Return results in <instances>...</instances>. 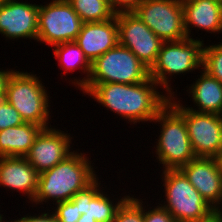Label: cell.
Listing matches in <instances>:
<instances>
[{"instance_id":"cell-1","label":"cell","mask_w":222,"mask_h":222,"mask_svg":"<svg viewBox=\"0 0 222 222\" xmlns=\"http://www.w3.org/2000/svg\"><path fill=\"white\" fill-rule=\"evenodd\" d=\"M151 78L138 84H96L86 95L130 125L152 123L170 96ZM162 90V91H160Z\"/></svg>"},{"instance_id":"cell-2","label":"cell","mask_w":222,"mask_h":222,"mask_svg":"<svg viewBox=\"0 0 222 222\" xmlns=\"http://www.w3.org/2000/svg\"><path fill=\"white\" fill-rule=\"evenodd\" d=\"M79 151L80 149H76L65 160L40 173L37 192L30 203L32 209H37L39 205L44 209L46 202L48 206H52L51 204L68 201L98 177L91 157Z\"/></svg>"},{"instance_id":"cell-3","label":"cell","mask_w":222,"mask_h":222,"mask_svg":"<svg viewBox=\"0 0 222 222\" xmlns=\"http://www.w3.org/2000/svg\"><path fill=\"white\" fill-rule=\"evenodd\" d=\"M160 176L165 200L158 201L161 202L158 204L166 209L176 222H207L219 214L180 169L162 170Z\"/></svg>"},{"instance_id":"cell-4","label":"cell","mask_w":222,"mask_h":222,"mask_svg":"<svg viewBox=\"0 0 222 222\" xmlns=\"http://www.w3.org/2000/svg\"><path fill=\"white\" fill-rule=\"evenodd\" d=\"M42 80L34 71L15 70L8 80L5 100L19 112L25 123L48 128L52 126L50 120L53 111L50 112V91Z\"/></svg>"},{"instance_id":"cell-5","label":"cell","mask_w":222,"mask_h":222,"mask_svg":"<svg viewBox=\"0 0 222 222\" xmlns=\"http://www.w3.org/2000/svg\"><path fill=\"white\" fill-rule=\"evenodd\" d=\"M160 128L153 146L161 171L180 169L196 156L187 133L184 116L169 102L152 121ZM163 168V169H162Z\"/></svg>"},{"instance_id":"cell-6","label":"cell","mask_w":222,"mask_h":222,"mask_svg":"<svg viewBox=\"0 0 222 222\" xmlns=\"http://www.w3.org/2000/svg\"><path fill=\"white\" fill-rule=\"evenodd\" d=\"M185 38L179 41L164 42L158 53L157 60L149 70L151 77L163 91L174 97V86L171 79L174 76H184L202 69L204 40ZM182 74V75H181ZM173 87V88H172ZM176 93V94H175Z\"/></svg>"},{"instance_id":"cell-7","label":"cell","mask_w":222,"mask_h":222,"mask_svg":"<svg viewBox=\"0 0 222 222\" xmlns=\"http://www.w3.org/2000/svg\"><path fill=\"white\" fill-rule=\"evenodd\" d=\"M149 77V69L126 47L117 44L91 63L87 83L80 89L87 94L96 84H138Z\"/></svg>"},{"instance_id":"cell-8","label":"cell","mask_w":222,"mask_h":222,"mask_svg":"<svg viewBox=\"0 0 222 222\" xmlns=\"http://www.w3.org/2000/svg\"><path fill=\"white\" fill-rule=\"evenodd\" d=\"M83 22L67 0L39 3L37 42L52 47L75 41Z\"/></svg>"},{"instance_id":"cell-9","label":"cell","mask_w":222,"mask_h":222,"mask_svg":"<svg viewBox=\"0 0 222 222\" xmlns=\"http://www.w3.org/2000/svg\"><path fill=\"white\" fill-rule=\"evenodd\" d=\"M175 95L169 102L184 116L187 133L196 157H217L222 149V115L187 109Z\"/></svg>"},{"instance_id":"cell-10","label":"cell","mask_w":222,"mask_h":222,"mask_svg":"<svg viewBox=\"0 0 222 222\" xmlns=\"http://www.w3.org/2000/svg\"><path fill=\"white\" fill-rule=\"evenodd\" d=\"M133 12L163 42L188 38L182 0H144Z\"/></svg>"},{"instance_id":"cell-11","label":"cell","mask_w":222,"mask_h":222,"mask_svg":"<svg viewBox=\"0 0 222 222\" xmlns=\"http://www.w3.org/2000/svg\"><path fill=\"white\" fill-rule=\"evenodd\" d=\"M118 44L128 48L149 70L164 43L134 12L116 14Z\"/></svg>"},{"instance_id":"cell-12","label":"cell","mask_w":222,"mask_h":222,"mask_svg":"<svg viewBox=\"0 0 222 222\" xmlns=\"http://www.w3.org/2000/svg\"><path fill=\"white\" fill-rule=\"evenodd\" d=\"M67 132L51 126L44 128L37 136L25 158L39 174L53 168L75 151L71 142L75 139Z\"/></svg>"},{"instance_id":"cell-13","label":"cell","mask_w":222,"mask_h":222,"mask_svg":"<svg viewBox=\"0 0 222 222\" xmlns=\"http://www.w3.org/2000/svg\"><path fill=\"white\" fill-rule=\"evenodd\" d=\"M39 4L8 0L0 4V34L7 40L37 42ZM28 38V39H27Z\"/></svg>"},{"instance_id":"cell-14","label":"cell","mask_w":222,"mask_h":222,"mask_svg":"<svg viewBox=\"0 0 222 222\" xmlns=\"http://www.w3.org/2000/svg\"><path fill=\"white\" fill-rule=\"evenodd\" d=\"M180 170L200 195L222 214V171L215 157H195Z\"/></svg>"},{"instance_id":"cell-15","label":"cell","mask_w":222,"mask_h":222,"mask_svg":"<svg viewBox=\"0 0 222 222\" xmlns=\"http://www.w3.org/2000/svg\"><path fill=\"white\" fill-rule=\"evenodd\" d=\"M99 180L97 177L85 189L77 192L71 200L77 205L81 215L85 214V217L94 218L97 222H113L118 208L131 194L118 197L115 192V195L111 194L112 198L107 193V186L104 189ZM116 195L117 198L114 197Z\"/></svg>"},{"instance_id":"cell-16","label":"cell","mask_w":222,"mask_h":222,"mask_svg":"<svg viewBox=\"0 0 222 222\" xmlns=\"http://www.w3.org/2000/svg\"><path fill=\"white\" fill-rule=\"evenodd\" d=\"M39 173L25 157H0V187L25 195L26 202L31 203L36 195ZM9 189V190H8ZM27 196V197H26Z\"/></svg>"},{"instance_id":"cell-17","label":"cell","mask_w":222,"mask_h":222,"mask_svg":"<svg viewBox=\"0 0 222 222\" xmlns=\"http://www.w3.org/2000/svg\"><path fill=\"white\" fill-rule=\"evenodd\" d=\"M74 42L92 63L118 44L116 16L106 21L83 23Z\"/></svg>"},{"instance_id":"cell-18","label":"cell","mask_w":222,"mask_h":222,"mask_svg":"<svg viewBox=\"0 0 222 222\" xmlns=\"http://www.w3.org/2000/svg\"><path fill=\"white\" fill-rule=\"evenodd\" d=\"M184 11V28L188 38L197 31L205 33H222V4L214 0H182ZM194 28V29H192ZM192 32V34H191ZM191 35V36H190Z\"/></svg>"},{"instance_id":"cell-19","label":"cell","mask_w":222,"mask_h":222,"mask_svg":"<svg viewBox=\"0 0 222 222\" xmlns=\"http://www.w3.org/2000/svg\"><path fill=\"white\" fill-rule=\"evenodd\" d=\"M198 73L200 75L194 79L193 84L186 86L187 95L192 98L194 108L188 104L183 105V101L180 103L194 112L222 115V83L203 69Z\"/></svg>"},{"instance_id":"cell-20","label":"cell","mask_w":222,"mask_h":222,"mask_svg":"<svg viewBox=\"0 0 222 222\" xmlns=\"http://www.w3.org/2000/svg\"><path fill=\"white\" fill-rule=\"evenodd\" d=\"M53 48V56L57 59L59 67L63 70L60 72L62 79L64 74L75 72L79 70L81 73L79 78H73L70 80L69 85L75 86L76 90H80L88 81L91 72V62L85 56L84 52L80 47L74 42H64L58 45H55ZM63 71V72H62ZM81 78V76H83Z\"/></svg>"},{"instance_id":"cell-21","label":"cell","mask_w":222,"mask_h":222,"mask_svg":"<svg viewBox=\"0 0 222 222\" xmlns=\"http://www.w3.org/2000/svg\"><path fill=\"white\" fill-rule=\"evenodd\" d=\"M43 129L41 125L24 122L0 130V157H25Z\"/></svg>"},{"instance_id":"cell-22","label":"cell","mask_w":222,"mask_h":222,"mask_svg":"<svg viewBox=\"0 0 222 222\" xmlns=\"http://www.w3.org/2000/svg\"><path fill=\"white\" fill-rule=\"evenodd\" d=\"M83 23L101 22L114 18L109 0H67Z\"/></svg>"},{"instance_id":"cell-23","label":"cell","mask_w":222,"mask_h":222,"mask_svg":"<svg viewBox=\"0 0 222 222\" xmlns=\"http://www.w3.org/2000/svg\"><path fill=\"white\" fill-rule=\"evenodd\" d=\"M146 198L129 196L118 208L113 222H144V205L149 202Z\"/></svg>"},{"instance_id":"cell-24","label":"cell","mask_w":222,"mask_h":222,"mask_svg":"<svg viewBox=\"0 0 222 222\" xmlns=\"http://www.w3.org/2000/svg\"><path fill=\"white\" fill-rule=\"evenodd\" d=\"M202 69L222 83V42L204 43Z\"/></svg>"},{"instance_id":"cell-25","label":"cell","mask_w":222,"mask_h":222,"mask_svg":"<svg viewBox=\"0 0 222 222\" xmlns=\"http://www.w3.org/2000/svg\"><path fill=\"white\" fill-rule=\"evenodd\" d=\"M50 209L53 210L58 222H77L81 217L77 205L71 199L56 203Z\"/></svg>"},{"instance_id":"cell-26","label":"cell","mask_w":222,"mask_h":222,"mask_svg":"<svg viewBox=\"0 0 222 222\" xmlns=\"http://www.w3.org/2000/svg\"><path fill=\"white\" fill-rule=\"evenodd\" d=\"M19 112L5 99L0 101V130L23 124Z\"/></svg>"},{"instance_id":"cell-27","label":"cell","mask_w":222,"mask_h":222,"mask_svg":"<svg viewBox=\"0 0 222 222\" xmlns=\"http://www.w3.org/2000/svg\"><path fill=\"white\" fill-rule=\"evenodd\" d=\"M144 222H176V220L161 205L151 206L149 203L144 206Z\"/></svg>"},{"instance_id":"cell-28","label":"cell","mask_w":222,"mask_h":222,"mask_svg":"<svg viewBox=\"0 0 222 222\" xmlns=\"http://www.w3.org/2000/svg\"><path fill=\"white\" fill-rule=\"evenodd\" d=\"M40 212L41 211L39 210L38 215L37 213L33 215L32 212L31 213L29 212L30 215L27 213V215H24L23 217L21 216V218L17 217V219H13L10 222H58L52 210L47 208V210L44 209L43 212H41V214Z\"/></svg>"},{"instance_id":"cell-29","label":"cell","mask_w":222,"mask_h":222,"mask_svg":"<svg viewBox=\"0 0 222 222\" xmlns=\"http://www.w3.org/2000/svg\"><path fill=\"white\" fill-rule=\"evenodd\" d=\"M113 11L117 13L133 12L144 0H109Z\"/></svg>"},{"instance_id":"cell-30","label":"cell","mask_w":222,"mask_h":222,"mask_svg":"<svg viewBox=\"0 0 222 222\" xmlns=\"http://www.w3.org/2000/svg\"><path fill=\"white\" fill-rule=\"evenodd\" d=\"M15 70L16 69H12V68H10V69L9 68H7V69L0 68V101L5 99L6 87H7L8 80Z\"/></svg>"},{"instance_id":"cell-31","label":"cell","mask_w":222,"mask_h":222,"mask_svg":"<svg viewBox=\"0 0 222 222\" xmlns=\"http://www.w3.org/2000/svg\"><path fill=\"white\" fill-rule=\"evenodd\" d=\"M77 222H97L94 218L85 217L84 215H81V217L78 219Z\"/></svg>"},{"instance_id":"cell-32","label":"cell","mask_w":222,"mask_h":222,"mask_svg":"<svg viewBox=\"0 0 222 222\" xmlns=\"http://www.w3.org/2000/svg\"><path fill=\"white\" fill-rule=\"evenodd\" d=\"M216 159H217V161L219 163V167H220V169L222 171V149H221L219 155L216 157Z\"/></svg>"},{"instance_id":"cell-33","label":"cell","mask_w":222,"mask_h":222,"mask_svg":"<svg viewBox=\"0 0 222 222\" xmlns=\"http://www.w3.org/2000/svg\"><path fill=\"white\" fill-rule=\"evenodd\" d=\"M207 222H222V214H218L214 219Z\"/></svg>"},{"instance_id":"cell-34","label":"cell","mask_w":222,"mask_h":222,"mask_svg":"<svg viewBox=\"0 0 222 222\" xmlns=\"http://www.w3.org/2000/svg\"><path fill=\"white\" fill-rule=\"evenodd\" d=\"M4 218H5L4 215L0 213V222H10V220L5 221Z\"/></svg>"},{"instance_id":"cell-35","label":"cell","mask_w":222,"mask_h":222,"mask_svg":"<svg viewBox=\"0 0 222 222\" xmlns=\"http://www.w3.org/2000/svg\"><path fill=\"white\" fill-rule=\"evenodd\" d=\"M8 0H0V4L5 3Z\"/></svg>"},{"instance_id":"cell-36","label":"cell","mask_w":222,"mask_h":222,"mask_svg":"<svg viewBox=\"0 0 222 222\" xmlns=\"http://www.w3.org/2000/svg\"><path fill=\"white\" fill-rule=\"evenodd\" d=\"M214 1H217V2H219V3H221V4H222V0H214Z\"/></svg>"}]
</instances>
